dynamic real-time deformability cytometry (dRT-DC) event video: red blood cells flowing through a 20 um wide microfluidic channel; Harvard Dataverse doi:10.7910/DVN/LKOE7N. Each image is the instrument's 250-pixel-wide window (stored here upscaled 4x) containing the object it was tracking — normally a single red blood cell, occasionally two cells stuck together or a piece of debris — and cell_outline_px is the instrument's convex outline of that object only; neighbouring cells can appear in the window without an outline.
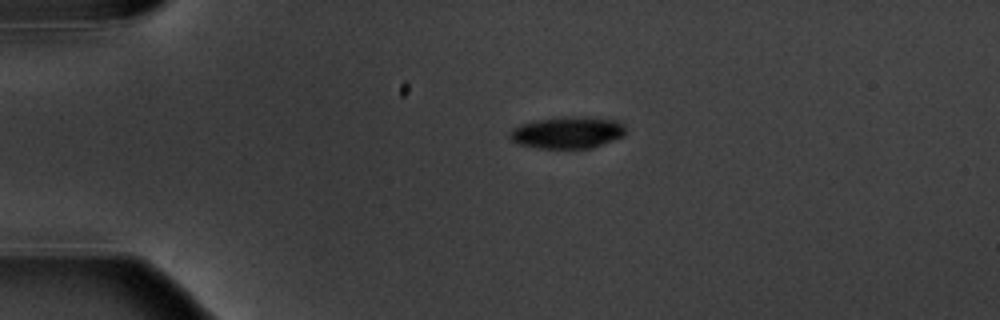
{"species": "common noctule bat (a hibernating species)", "species_latin": "Nyctalus noctula", "temperature_condition": "warm", "stored_images_in_passage": 5, "camera_frame_rate_fps": 3000, "um_per_image_px": 0.085, "animal": {"sex": "male", "body_mass_g": 20.1, "forearm_length_mm": 53.5}, "frame": {"image": 1, "passage_image": 3, "time_ms": 3.0, "image_size_px": [1000, 320], "cell_outline_px": [[624, 136], [592, 148], [536, 148], [516, 144], [508, 140], [508, 132], [512, 128], [520, 124], [536, 120], [560, 116], [580, 116], [620, 120], [624, 124]], "centroid_in_image_um": [48.18, 11.26], "position_along_channel_um": 36.8, "area_um2": 22.02}}
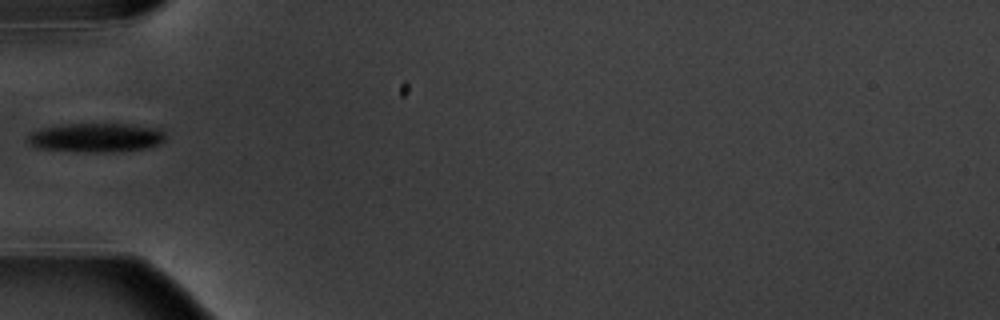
{"frame": {"image": 2, "passage_image": 5, "time_ms": 5.333, "image_size_px": [1000, 320], "cell_outline_px": [[164, 140], [160, 144], [148, 148], [112, 152], [76, 152], [36, 148], [24, 140], [32, 132], [44, 128], [64, 124], [128, 124], [160, 128], [164, 132]], "centroid_in_image_um": [8.16, 11.71], "position_along_channel_um": 76.8, "area_um2": 23.58}}